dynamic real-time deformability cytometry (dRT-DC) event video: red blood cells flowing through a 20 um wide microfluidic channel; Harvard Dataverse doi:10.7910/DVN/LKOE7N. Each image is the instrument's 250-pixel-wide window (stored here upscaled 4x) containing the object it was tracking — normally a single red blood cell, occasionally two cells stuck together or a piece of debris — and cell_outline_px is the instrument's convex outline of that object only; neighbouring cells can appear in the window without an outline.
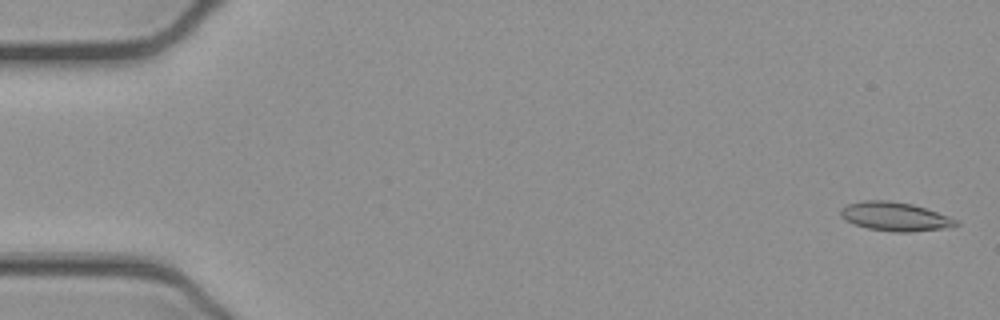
{"species": "common noctule bat (a hibernating species)", "species_latin": "Nyctalus noctula", "temperature_condition": "cold", "stored_images_in_passage": 53, "camera_frame_rate_fps": 3000, "um_per_image_px": 0.085, "animal": {"sex": "female", "body_mass_g": 21.9}, "frame": {"image": 1, "passage_image": 2, "time_ms": 0.333, "image_size_px": [1000, 320], "cell_outline_px": [[960, 224], [952, 228], [908, 232], [896, 232], [868, 228], [844, 220], [840, 216], [840, 208], [848, 204], [864, 200], [888, 200], [912, 204], [960, 220]], "centroid_in_image_um": [76.11, 18.41], "position_along_channel_um": 8.9, "area_um2": 19.48}}
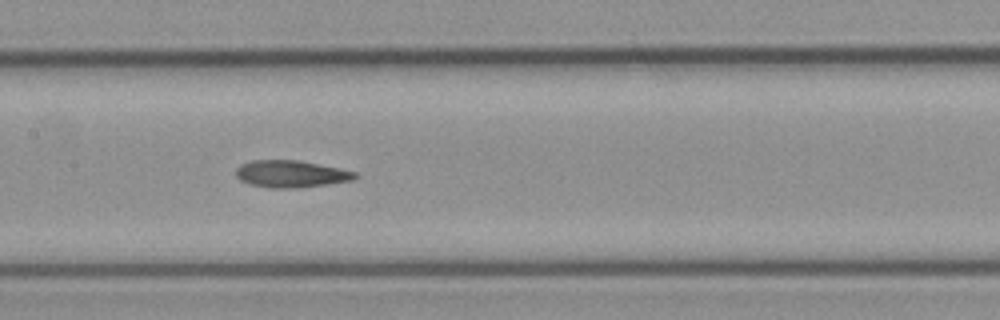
{"frame": {"image": 2, "passage_image": 26, "time_ms": 8.333, "image_size_px": [1000, 320], "cell_outline_px": [[360, 176], [356, 180], [328, 184], [296, 188], [272, 188], [248, 184], [240, 180], [236, 176], [236, 168], [240, 164], [252, 160], [296, 160], [340, 168], [356, 172]], "centroid_in_image_um": [24.75, 14.79], "position_along_channel_um": 182.6, "area_um2": 18.96}}
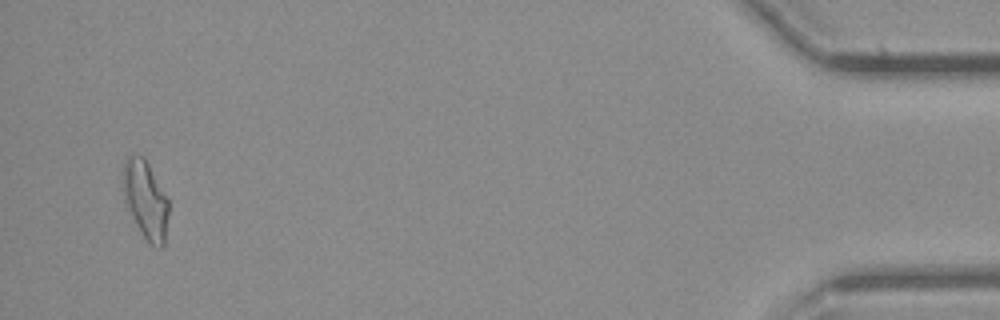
{"frame": {"image": 3, "passage_image": 51, "time_ms": 16.667, "image_size_px": [1000, 320], "cell_outline_px": [[168, 212], [164, 244], [160, 248], [152, 248], [148, 244], [136, 224], [124, 200], [120, 188], [124, 160], [128, 156], [144, 156], [168, 200]], "centroid_in_image_um": [12.33, 16.99], "position_along_channel_um": 422.9, "area_um2": 20.92}, "authors_computed_cell_mechanics": {"area_um2": 18.9584, "velocity_mm_per_s": 3.9127, "shape_relaxation_time_tau1_ms": null, "shape_relaxation_time_tau2_ms": 3.1907, "deformation_change_tau1": null, "deformation_change_tau2": 0.1162}}